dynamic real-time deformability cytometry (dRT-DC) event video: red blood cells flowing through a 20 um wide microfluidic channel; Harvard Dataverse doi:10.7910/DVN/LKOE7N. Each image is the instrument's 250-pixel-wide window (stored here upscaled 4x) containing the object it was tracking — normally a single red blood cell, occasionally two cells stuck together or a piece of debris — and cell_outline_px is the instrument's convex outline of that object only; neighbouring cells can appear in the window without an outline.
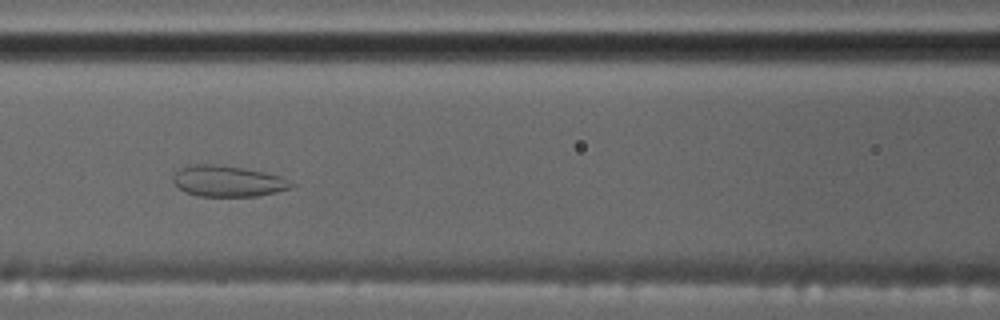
{"species": "common noctule bat (a hibernating species)", "species_latin": "Nyctalus noctula", "temperature_condition": "cold", "stored_images_in_passage": 9, "camera_frame_rate_fps": 3000, "um_per_image_px": 0.085, "animal": {"sex": "male", "body_mass_g": 17.5, "forearm_length_mm": 52.3}, "frame": {"image": 1, "passage_image": 6, "time_ms": 5.667, "image_size_px": [1000, 320], "cell_outline_px": [[296, 184], [292, 188], [276, 192], [256, 196], [200, 196], [184, 192], [172, 180], [172, 176], [180, 168], [188, 164], [216, 164], [244, 168], [264, 172], [280, 176]], "centroid_in_image_um": [19.36, 15.39], "position_along_channel_um": 147.2, "area_um2": 21.44}}